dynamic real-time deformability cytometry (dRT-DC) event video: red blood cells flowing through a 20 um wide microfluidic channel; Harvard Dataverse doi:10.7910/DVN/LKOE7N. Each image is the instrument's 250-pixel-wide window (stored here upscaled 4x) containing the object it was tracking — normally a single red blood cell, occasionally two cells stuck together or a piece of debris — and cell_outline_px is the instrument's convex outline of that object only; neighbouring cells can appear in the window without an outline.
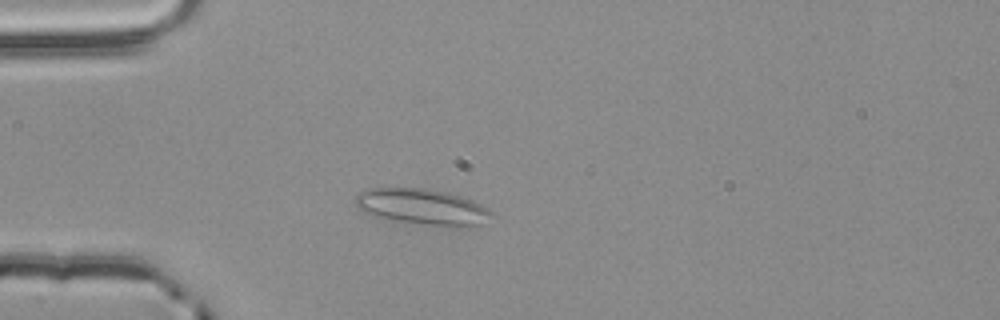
{"species": "common noctule bat (a hibernating species)", "species_latin": "Nyctalus noctula", "temperature_condition": "room temperature", "stored_images_in_passage": 49, "camera_frame_rate_fps": 3000, "um_per_image_px": 0.085, "animal": {"sex": "male", "body_mass_g": 20.4}, "frame": {"image": 1, "passage_image": 10, "time_ms": 3.0, "image_size_px": [1000, 320], "cell_outline_px": [[492, 212], [480, 224], [468, 228], [428, 224], [372, 216], [364, 212], [356, 204], [356, 196], [360, 192], [368, 188], [420, 188], [444, 192], [472, 200], [488, 208]], "centroid_in_image_um": [35.88, 17.57], "position_along_channel_um": 49.1, "area_um2": 27.74}}
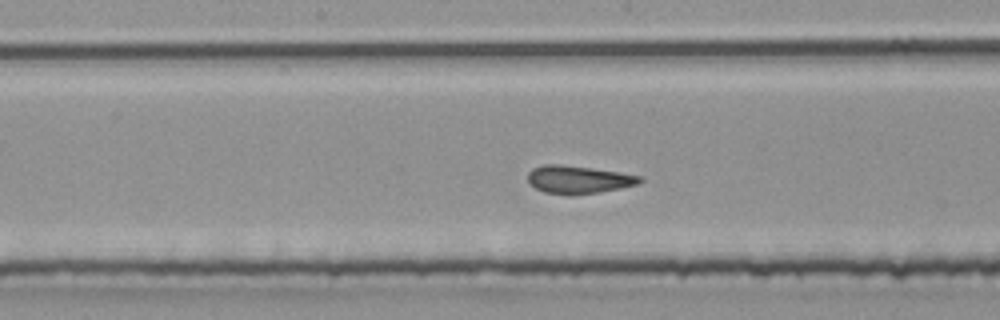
{"frame": {"image": 2, "passage_image": 23, "time_ms": 7.333, "image_size_px": [1000, 320], "cell_outline_px": [[644, 180], [636, 184], [620, 188], [600, 192], [544, 192], [536, 188], [528, 180], [528, 172], [532, 168], [544, 164], [560, 164], [644, 176]], "centroid_in_image_um": [49.18, 15.22], "position_along_channel_um": 199.0, "area_um2": 17.34}}
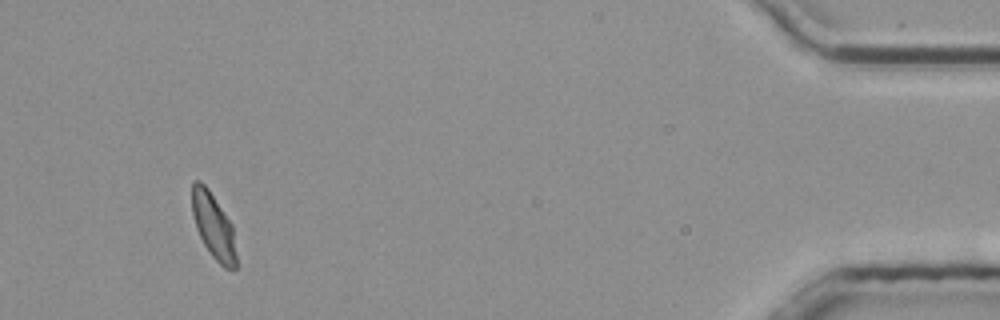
{"frame": {"image": 3, "passage_image": 46, "time_ms": 15.0, "image_size_px": [1000, 320], "cell_outline_px": [[236, 268], [232, 272], [224, 268], [212, 256], [204, 244], [196, 228], [192, 216], [192, 184], [196, 180], [200, 180], [208, 188], [232, 224], [236, 256]], "centroid_in_image_um": [18.14, 19.23], "position_along_channel_um": 417.1, "area_um2": 16.88}, "authors_computed_cell_mechanics": {"area_um2": 18.207, "velocity_mm_per_s": 3.8184, "shape_relaxation_time_tau1_ms": 4.7461, "shape_relaxation_time_tau2_ms": 0.8335, "deformation_change_tau1": 0.1195, "deformation_change_tau2": 0.0744}}